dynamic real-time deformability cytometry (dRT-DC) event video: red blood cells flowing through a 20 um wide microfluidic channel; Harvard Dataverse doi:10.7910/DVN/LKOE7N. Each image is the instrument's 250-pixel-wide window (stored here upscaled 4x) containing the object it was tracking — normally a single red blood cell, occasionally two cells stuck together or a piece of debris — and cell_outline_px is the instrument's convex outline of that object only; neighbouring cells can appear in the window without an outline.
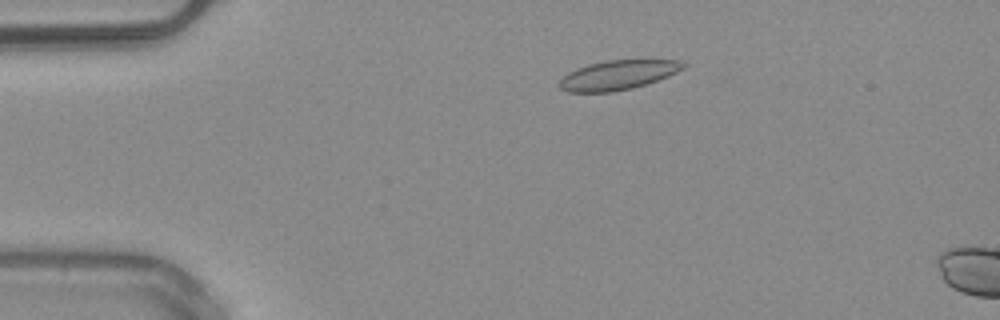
{"species": "common noctule bat (a hibernating species)", "species_latin": "Nyctalus noctula", "temperature_condition": "warm", "stored_images_in_passage": 4, "camera_frame_rate_fps": 3000, "um_per_image_px": 0.085, "animal": {"sex": "male", "body_mass_g": 20.4}, "frame": {"image": 1, "passage_image": 1, "time_ms": 0.0, "image_size_px": [1000, 320], "cell_outline_px": [[688, 64], [684, 68], [668, 76], [648, 84], [632, 88], [612, 92], [568, 92], [560, 88], [556, 84], [568, 72], [576, 68], [588, 64], [604, 60], [680, 60]], "centroid_in_image_um": [52.51, 6.38], "position_along_channel_um": 32.5, "area_um2": 21.44}}